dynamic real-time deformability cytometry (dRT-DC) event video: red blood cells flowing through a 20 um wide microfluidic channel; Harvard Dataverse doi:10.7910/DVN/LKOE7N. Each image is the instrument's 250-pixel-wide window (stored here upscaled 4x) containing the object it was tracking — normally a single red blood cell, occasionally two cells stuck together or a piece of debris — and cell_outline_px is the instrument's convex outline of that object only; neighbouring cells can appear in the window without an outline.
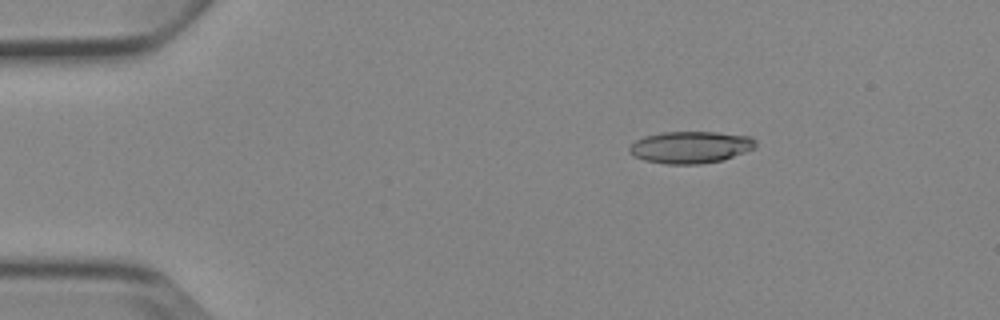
{"species": "Egyptian fruit bat (a non-hibernating species)", "species_latin": "Rousettus aegyptiacus", "temperature_condition": "cold", "stored_images_in_passage": 4, "camera_frame_rate_fps": 3000, "um_per_image_px": 0.085, "animal": {"sex": "female"}, "frame": {"image": 1, "passage_image": 2, "time_ms": 1.333, "image_size_px": [1000, 320], "cell_outline_px": [[756, 148], [724, 160], [700, 164], [664, 164], [644, 160], [632, 156], [628, 152], [628, 148], [636, 140], [644, 136], [664, 132], [716, 132], [752, 136], [756, 140]], "centroid_in_image_um": [58.71, 12.52], "position_along_channel_um": 26.3, "area_um2": 23.81}}